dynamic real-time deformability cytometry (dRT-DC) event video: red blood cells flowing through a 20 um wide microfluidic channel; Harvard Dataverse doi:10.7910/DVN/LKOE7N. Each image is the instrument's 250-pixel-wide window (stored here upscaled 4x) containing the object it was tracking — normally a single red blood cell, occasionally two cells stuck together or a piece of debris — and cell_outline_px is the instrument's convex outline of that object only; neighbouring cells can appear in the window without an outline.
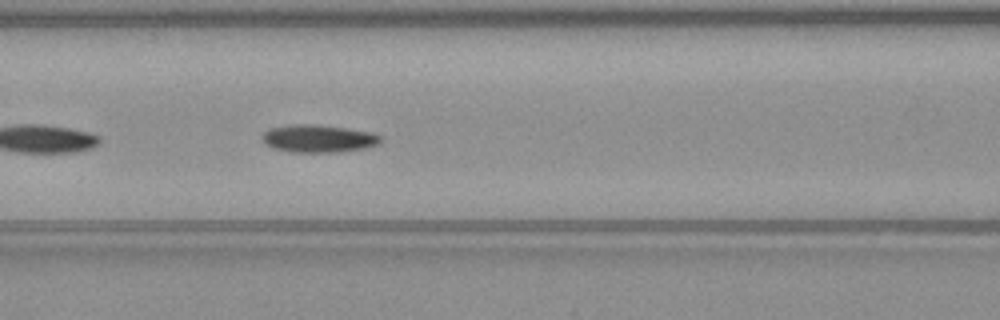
{"species": "common noctule bat (a hibernating species)", "species_latin": "Nyctalus noctula", "temperature_condition": "warm", "stored_images_in_passage": 51, "camera_frame_rate_fps": 3000, "um_per_image_px": 0.085, "animal": {"sex": "male", "body_mass_g": 23.1, "forearm_length_mm": 52.7}, "frame": {"image": 1, "passage_image": 22, "time_ms": 7.0, "image_size_px": [1000, 320], "cell_outline_px": [[384, 140], [380, 144], [364, 148], [340, 152], [292, 152], [272, 148], [264, 144], [260, 140], [260, 136], [268, 128], [292, 124], [312, 124], [348, 128], [372, 132], [380, 136]], "centroid_in_image_um": [27.04, 11.77], "position_along_channel_um": 139.6, "area_um2": 19.48}}
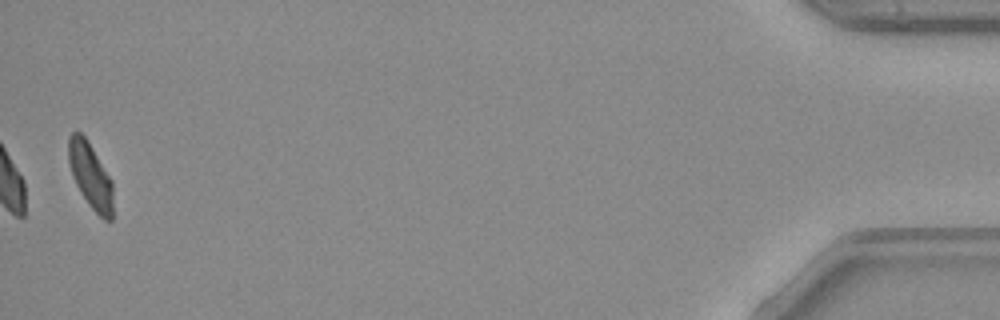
{"frame": {"image": 2, "passage_image": 51, "time_ms": 16.667, "image_size_px": [1000, 320], "cell_outline_px": [[112, 220], [104, 220], [88, 204], [80, 192], [72, 176], [68, 164], [68, 136], [72, 132], [80, 132], [84, 136], [92, 148], [112, 180]], "centroid_in_image_um": [7.66, 14.92], "position_along_channel_um": 427.5, "area_um2": 16.94}, "authors_computed_cell_mechanics": {"area_um2": 18.785, "velocity_mm_per_s": 4.0082, "shape_relaxation_time_tau1_ms": 7.9312, "shape_relaxation_time_tau2_ms": null, "deformation_change_tau1": 0.1717, "deformation_change_tau2": null}}